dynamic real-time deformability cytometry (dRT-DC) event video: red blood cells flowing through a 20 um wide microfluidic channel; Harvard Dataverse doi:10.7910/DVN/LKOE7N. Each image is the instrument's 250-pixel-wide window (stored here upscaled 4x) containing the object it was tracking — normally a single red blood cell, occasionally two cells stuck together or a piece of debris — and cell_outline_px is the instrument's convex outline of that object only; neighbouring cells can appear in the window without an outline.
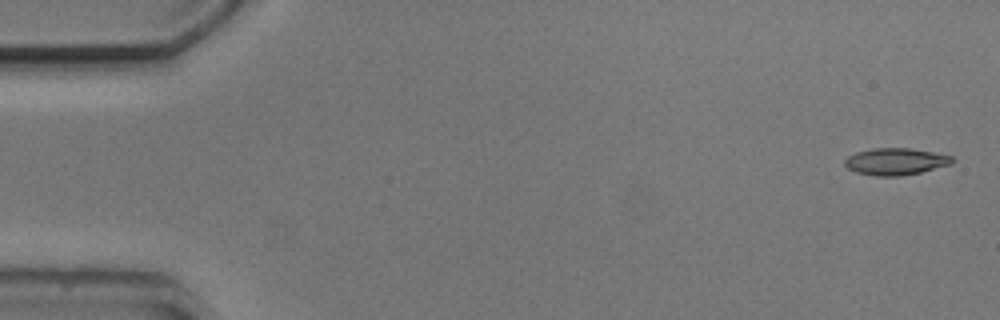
{"species": "common noctule bat (a hibernating species)", "species_latin": "Nyctalus noctula", "temperature_condition": "cold", "stored_images_in_passage": 4, "camera_frame_rate_fps": 3000, "um_per_image_px": 0.085, "animal": {"sex": "male", "body_mass_g": 20.5, "forearm_length_mm": 52.5}, "frame": {"image": 1, "passage_image": 1, "time_ms": 0.0, "image_size_px": [1000, 320], "cell_outline_px": [[956, 160], [952, 164], [920, 172], [900, 176], [876, 176], [856, 172], [848, 168], [844, 164], [844, 160], [848, 156], [856, 152], [872, 148], [908, 148], [932, 152], [952, 156]], "centroid_in_image_um": [76.13, 13.73], "position_along_channel_um": 8.9, "area_um2": 16.82}}
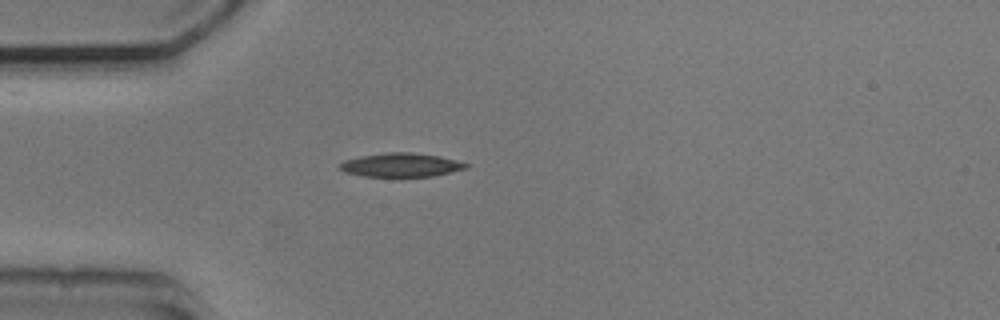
{"frame": {"image": 2, "passage_image": 4, "time_ms": 4.333, "image_size_px": [1000, 320], "cell_outline_px": [[468, 168], [452, 172], [432, 176], [360, 176], [344, 172], [340, 168], [340, 164], [344, 160], [360, 156], [388, 152], [412, 152], [440, 156], [456, 160], [468, 164]], "centroid_in_image_um": [34.09, 14.02], "position_along_channel_um": 50.9, "area_um2": 17.46}}